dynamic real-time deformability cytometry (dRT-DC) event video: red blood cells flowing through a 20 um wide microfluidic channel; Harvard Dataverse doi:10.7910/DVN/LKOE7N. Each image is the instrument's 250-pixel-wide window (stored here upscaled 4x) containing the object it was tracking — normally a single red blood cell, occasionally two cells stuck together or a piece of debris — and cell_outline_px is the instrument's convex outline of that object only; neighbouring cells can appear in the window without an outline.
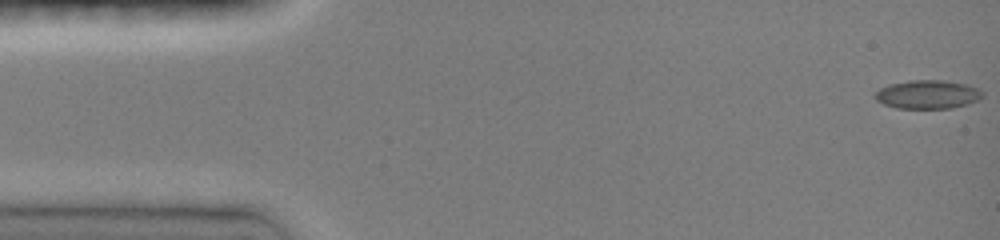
{"species": "common noctule bat (a hibernating species)", "species_latin": "Nyctalus noctula", "temperature_condition": "room temperature", "stored_images_in_passage": 47, "camera_frame_rate_fps": 3000, "um_per_image_px": 0.085, "animal": {"sex": "female", "body_mass_g": 19.0, "forearm_length_mm": 51.5}, "frame": {"image": 1, "passage_image": 1, "time_ms": 0.0, "image_size_px": [1000, 240], "cell_outline_px": [[984, 96], [980, 100], [968, 104], [952, 108], [896, 108], [884, 104], [876, 100], [872, 96], [880, 88], [888, 84], [908, 80], [944, 80], [968, 84], [984, 92]], "centroid_in_image_um": [78.86, 8.02], "position_along_channel_um": 6.1, "area_um2": 18.21}}
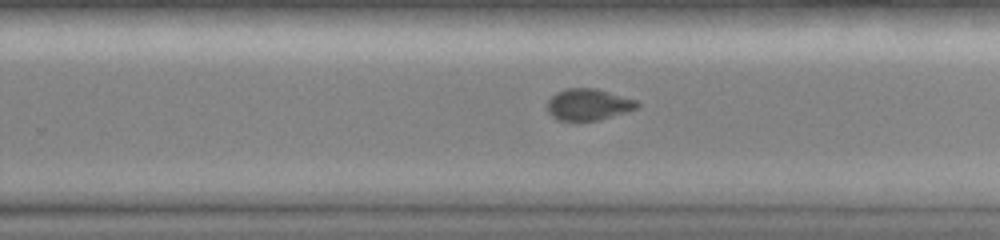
{"frame": {"image": 2, "passage_image": 30, "time_ms": 9.667, "image_size_px": [1000, 240], "cell_outline_px": [[640, 104], [636, 108], [600, 120], [556, 120], [548, 112], [548, 100], [556, 92], [568, 88], [596, 88], [636, 100]], "centroid_in_image_um": [49.99, 8.88], "position_along_channel_um": 279.8, "area_um2": 16.3}}
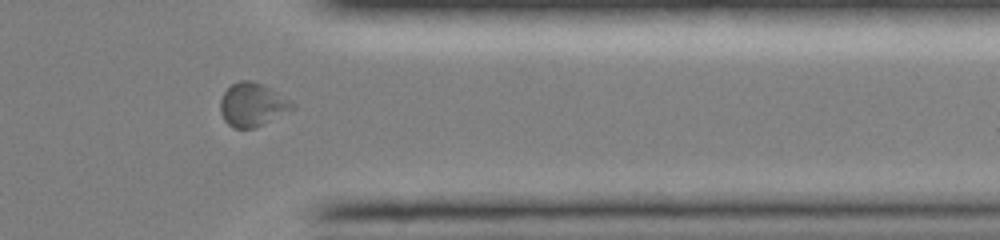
{"frame": {"image": 3, "passage_image": 38, "time_ms": 12.333, "image_size_px": [1000, 240], "cell_outline_px": [[296, 108], [256, 128], [232, 128], [224, 120], [220, 112], [220, 100], [224, 92], [232, 84], [240, 80], [248, 80], [260, 84], [292, 100], [296, 104]], "centroid_in_image_um": [21.46, 8.92], "position_along_channel_um": 389.9, "area_um2": 18.26}, "authors_computed_cell_mechanics": {"area_um2": 17.1666, "velocity_mm_per_s": 4.1185, "shape_relaxation_time_tau1_ms": 5.6881, "shape_relaxation_time_tau2_ms": 1.583, "deformation_change_tau1": 0.1622, "deformation_change_tau2": 0.0581}}